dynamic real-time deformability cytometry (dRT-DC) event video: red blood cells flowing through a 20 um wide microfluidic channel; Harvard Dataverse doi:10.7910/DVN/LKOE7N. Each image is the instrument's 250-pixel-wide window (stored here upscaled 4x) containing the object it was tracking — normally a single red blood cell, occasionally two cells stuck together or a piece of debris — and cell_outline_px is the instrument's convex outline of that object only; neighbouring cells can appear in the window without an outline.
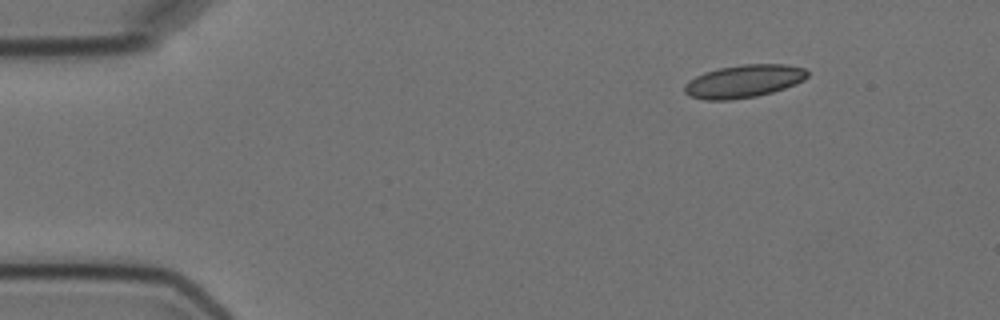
{"species": "Egyptian fruit bat (a non-hibernating species)", "species_latin": "Rousettus aegyptiacus", "temperature_condition": "cold", "stored_images_in_passage": 4, "camera_frame_rate_fps": 3000, "um_per_image_px": 0.085, "animal": {"sex": "female"}, "frame": {"image": 1, "passage_image": 1, "time_ms": 0.0, "image_size_px": [1000, 320], "cell_outline_px": [[808, 76], [804, 80], [796, 84], [772, 92], [756, 96], [728, 100], [704, 100], [688, 96], [684, 92], [684, 84], [688, 80], [704, 72], [720, 68], [740, 64], [784, 64], [804, 68], [808, 72]], "centroid_in_image_um": [63.19, 6.9], "position_along_channel_um": 21.8, "area_um2": 23.64}}
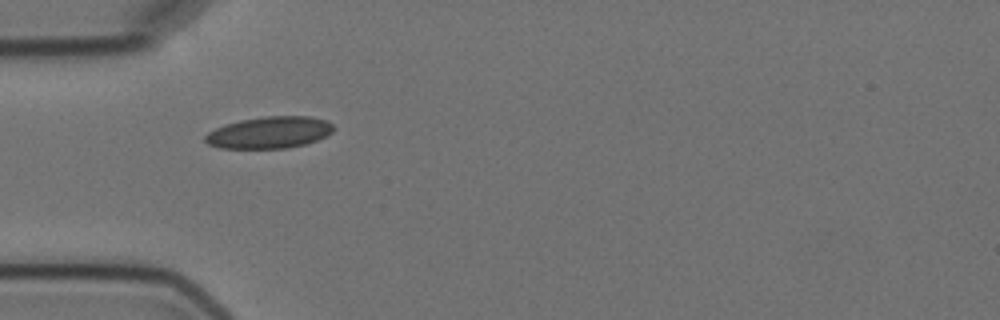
{"frame": {"image": 2, "passage_image": 3, "time_ms": 3.333, "image_size_px": [1000, 320], "cell_outline_px": [[336, 128], [332, 132], [316, 140], [304, 144], [288, 148], [220, 148], [208, 144], [204, 140], [204, 136], [208, 132], [224, 124], [240, 120], [264, 116], [312, 116], [328, 120]], "centroid_in_image_um": [22.9, 11.25], "position_along_channel_um": 62.1, "area_um2": 23.87}}
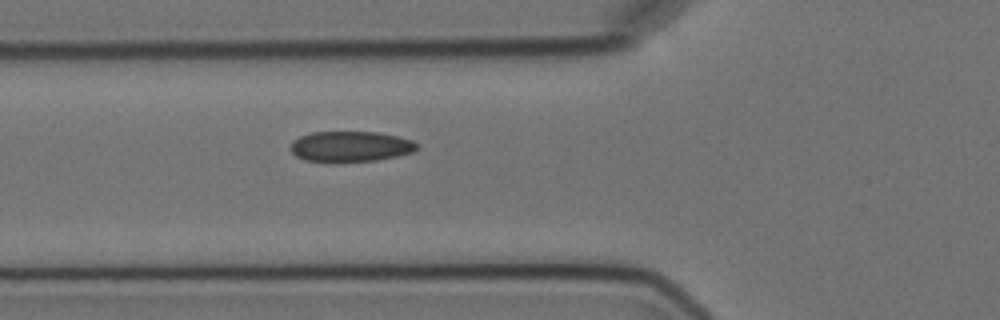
{"frame": {"image": 3, "passage_image": 4, "time_ms": 4.333, "image_size_px": [1000, 320], "cell_outline_px": [[416, 148], [412, 152], [396, 156], [376, 160], [304, 160], [296, 156], [292, 152], [292, 140], [300, 136], [312, 132], [380, 132], [412, 140], [416, 144]], "centroid_in_image_um": [29.78, 12.42], "position_along_channel_um": 96.0, "area_um2": 21.79}}